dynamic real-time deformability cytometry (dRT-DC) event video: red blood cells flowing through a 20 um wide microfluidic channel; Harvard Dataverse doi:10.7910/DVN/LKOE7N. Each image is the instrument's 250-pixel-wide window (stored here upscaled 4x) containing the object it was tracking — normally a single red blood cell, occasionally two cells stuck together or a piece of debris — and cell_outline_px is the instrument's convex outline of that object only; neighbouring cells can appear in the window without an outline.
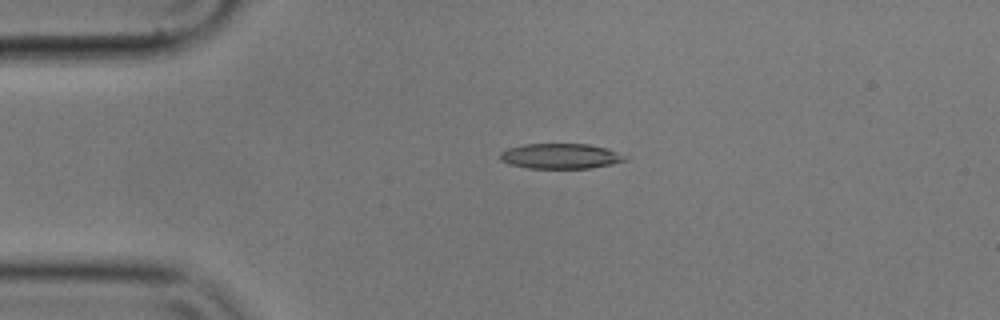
{"species": "common noctule bat (a hibernating species)", "species_latin": "Nyctalus noctula", "temperature_condition": "cold", "stored_images_in_passage": 25, "camera_frame_rate_fps": 3000, "um_per_image_px": 0.085, "animal": {"sex": "male", "body_mass_g": 17.9}, "frame": {"image": 1, "passage_image": 12, "time_ms": 3.667, "image_size_px": [1000, 320], "cell_outline_px": [[628, 160], [612, 164], [592, 168], [528, 168], [508, 164], [500, 160], [500, 152], [508, 148], [524, 144], [588, 144], [608, 148], [628, 156]], "centroid_in_image_um": [47.67, 13.27], "position_along_channel_um": 37.3, "area_um2": 18.55}}
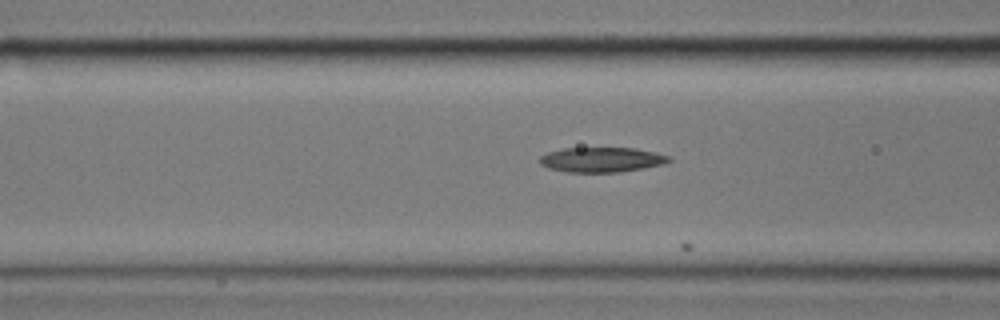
{"frame": {"image": 2, "passage_image": 21, "time_ms": 6.667, "image_size_px": [1000, 320], "cell_outline_px": [[672, 160], [660, 164], [644, 168], [620, 172], [568, 172], [548, 168], [540, 164], [540, 156], [548, 152], [564, 148], [632, 148], [656, 152], [668, 156]], "centroid_in_image_um": [51.11, 13.57], "position_along_channel_um": 115.5, "area_um2": 18.61}}